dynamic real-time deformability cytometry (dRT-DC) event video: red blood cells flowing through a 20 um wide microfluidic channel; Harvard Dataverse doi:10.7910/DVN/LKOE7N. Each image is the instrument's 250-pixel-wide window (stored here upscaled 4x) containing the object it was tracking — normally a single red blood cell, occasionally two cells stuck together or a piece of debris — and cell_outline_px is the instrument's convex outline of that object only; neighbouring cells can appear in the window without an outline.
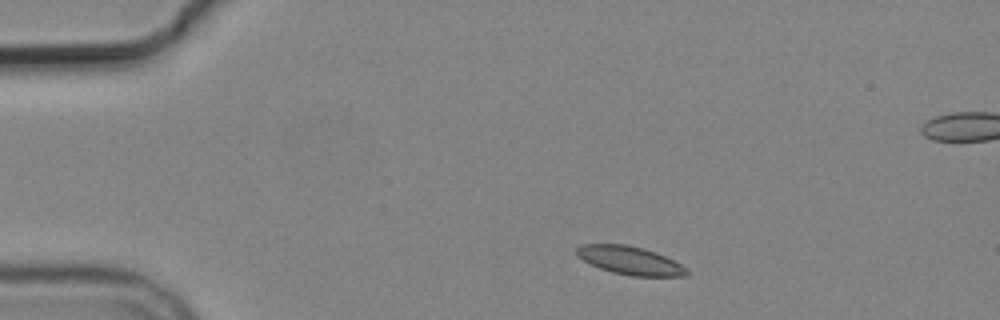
{"species": "common noctule bat (a hibernating species)", "species_latin": "Nyctalus noctula", "temperature_condition": "cold", "stored_images_in_passage": 4, "camera_frame_rate_fps": 3000, "um_per_image_px": 0.085, "animal": {"sex": "male", "body_mass_g": 19.2, "forearm_length_mm": 51.8}, "frame": {"image": 1, "passage_image": 1, "time_ms": 0.0, "image_size_px": [1000, 320], "cell_outline_px": [[688, 276], [632, 276], [612, 272], [600, 268], [576, 256], [576, 248], [580, 244], [628, 244], [644, 248], [656, 252], [680, 264], [688, 272]], "centroid_in_image_um": [53.52, 22.13], "position_along_channel_um": 31.5, "area_um2": 18.03}}
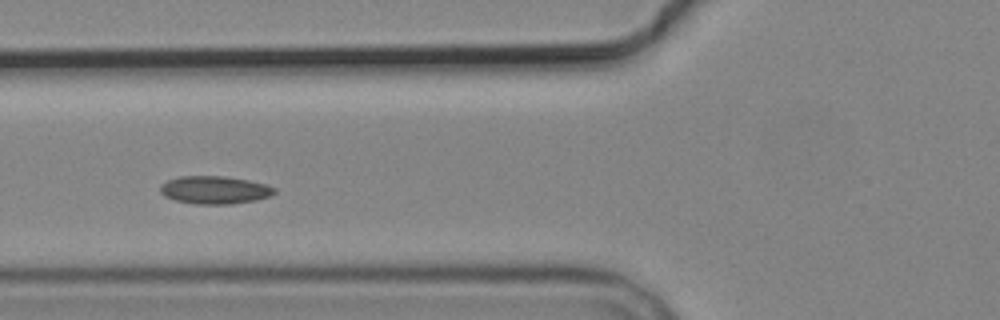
{"frame": {"image": 2, "passage_image": 4, "time_ms": 3.667, "image_size_px": [1000, 320], "cell_outline_px": [[276, 192], [272, 196], [256, 200], [232, 204], [196, 204], [176, 200], [164, 196], [160, 192], [160, 184], [168, 180], [180, 176], [224, 176], [248, 180], [268, 184], [276, 188]], "centroid_in_image_um": [18.28, 16.14], "position_along_channel_um": 107.5, "area_um2": 18.73}}